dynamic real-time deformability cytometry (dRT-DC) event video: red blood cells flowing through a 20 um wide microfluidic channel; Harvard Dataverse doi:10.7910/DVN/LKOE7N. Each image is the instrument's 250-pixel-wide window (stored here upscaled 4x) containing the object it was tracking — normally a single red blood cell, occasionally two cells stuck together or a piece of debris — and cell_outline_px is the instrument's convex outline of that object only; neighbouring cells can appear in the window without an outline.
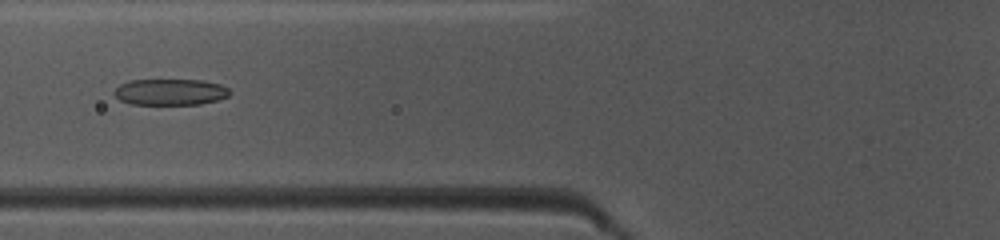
{"species": "common noctule bat (a hibernating species)", "species_latin": "Nyctalus noctula", "temperature_condition": "warm", "stored_images_in_passage": 49, "camera_frame_rate_fps": 3000, "um_per_image_px": 0.085, "animal": {"sex": "female", "body_mass_g": 10.0, "forearm_length_mm": 53.1}, "frame": {"image": 1, "passage_image": 20, "time_ms": 6.333, "image_size_px": [1000, 240], "cell_outline_px": [[232, 92], [228, 96], [216, 100], [200, 104], [132, 104], [120, 100], [112, 92], [120, 84], [128, 80], [204, 80], [220, 84], [228, 88]], "centroid_in_image_um": [14.47, 7.81], "position_along_channel_um": 111.3, "area_um2": 17.69}}
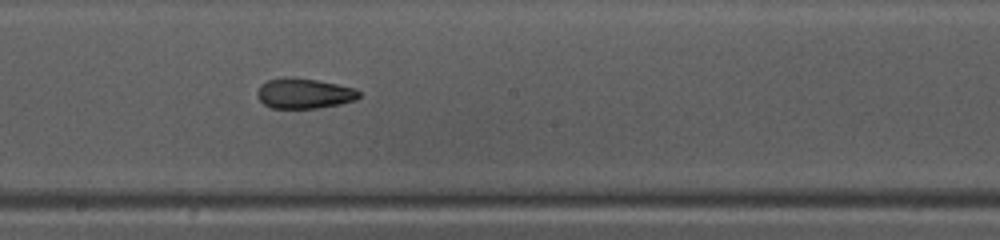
{"frame": {"image": 2, "passage_image": 28, "time_ms": 9.0, "image_size_px": [1000, 240], "cell_outline_px": [[360, 96], [356, 100], [340, 104], [316, 108], [272, 108], [264, 104], [256, 96], [256, 92], [260, 84], [268, 80], [288, 76], [296, 76], [356, 88], [360, 92]], "centroid_in_image_um": [25.83, 7.93], "position_along_channel_um": 222.4, "area_um2": 18.15}}
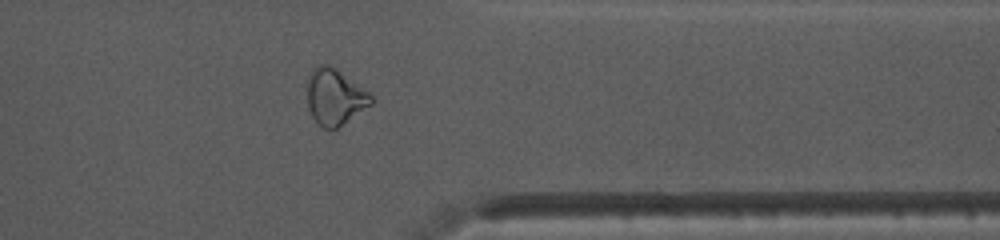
{"frame": {"image": 3, "passage_image": 40, "time_ms": 13.0, "image_size_px": [1000, 240], "cell_outline_px": [[372, 104], [336, 128], [324, 128], [312, 116], [308, 108], [308, 76], [312, 68], [320, 64], [328, 64], [336, 68], [368, 92], [372, 96]], "centroid_in_image_um": [28.44, 8.21], "position_along_channel_um": 383.0, "area_um2": 20.46}, "authors_computed_cell_mechanics": {"area_um2": 19.9988, "velocity_mm_per_s": 4.1488, "shape_relaxation_time_tau1_ms": 4.9924, "shape_relaxation_time_tau2_ms": 1.5949, "deformation_change_tau1": 0.1822, "deformation_change_tau2": 0.0843}}